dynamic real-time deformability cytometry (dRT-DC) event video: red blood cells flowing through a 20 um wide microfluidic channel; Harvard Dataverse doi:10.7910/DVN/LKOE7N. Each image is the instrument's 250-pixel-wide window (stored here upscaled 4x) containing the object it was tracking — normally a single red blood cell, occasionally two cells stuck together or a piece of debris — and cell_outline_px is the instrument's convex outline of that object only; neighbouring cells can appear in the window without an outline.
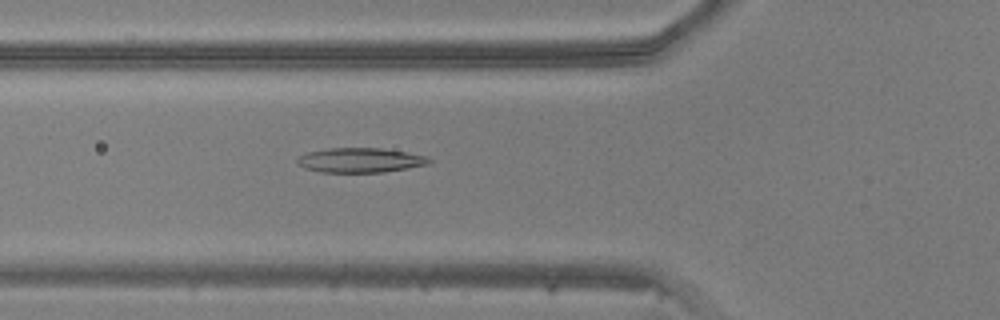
{"species": "common noctule bat (a hibernating species)", "species_latin": "Nyctalus noctula", "temperature_condition": "warm", "stored_images_in_passage": 35, "camera_frame_rate_fps": 3000, "um_per_image_px": 0.085, "animal": {"sex": "male", "body_mass_g": 20.5, "forearm_length_mm": 52.5}, "frame": {"image": 1, "passage_image": 16, "time_ms": 5.0, "image_size_px": [1000, 320], "cell_outline_px": [[432, 164], [384, 172], [320, 172], [304, 168], [296, 160], [300, 156], [308, 152], [328, 148], [380, 148], [428, 156], [432, 160]], "centroid_in_image_um": [30.67, 13.62], "position_along_channel_um": 95.1, "area_um2": 18.9}}
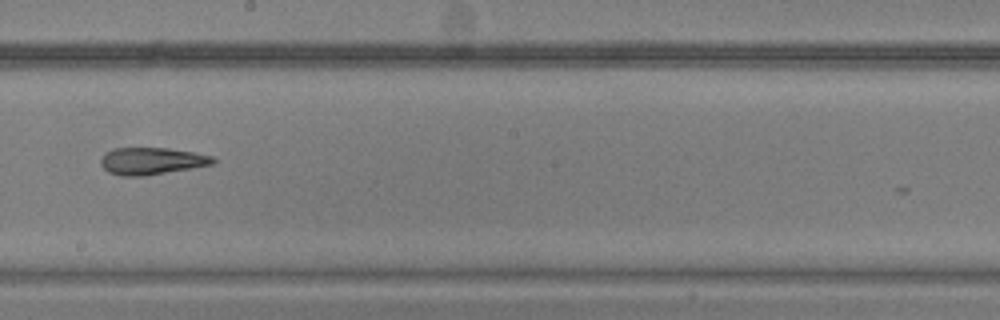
{"frame": {"image": 2, "passage_image": 26, "time_ms": 8.333, "image_size_px": [1000, 320], "cell_outline_px": [[216, 164], [144, 176], [120, 176], [108, 172], [100, 164], [100, 160], [104, 152], [112, 148], [168, 148], [192, 152], [212, 156], [216, 160]], "centroid_in_image_um": [12.87, 13.69], "position_along_channel_um": 235.3, "area_um2": 17.86}}
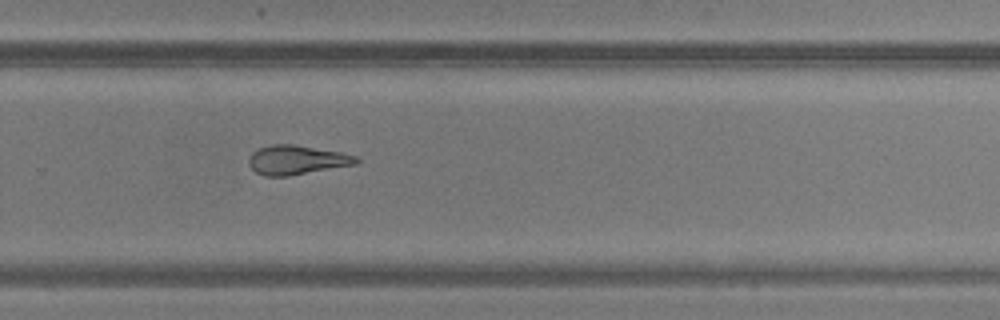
{"frame": {"image": 3, "passage_image": 31, "time_ms": 10.0, "image_size_px": [1000, 320], "cell_outline_px": [[360, 160], [356, 164], [288, 176], [264, 176], [256, 172], [248, 164], [248, 160], [252, 152], [260, 148], [272, 144], [292, 144], [340, 152], [356, 156]], "centroid_in_image_um": [25.2, 13.6], "position_along_channel_um": 304.6, "area_um2": 18.15}}